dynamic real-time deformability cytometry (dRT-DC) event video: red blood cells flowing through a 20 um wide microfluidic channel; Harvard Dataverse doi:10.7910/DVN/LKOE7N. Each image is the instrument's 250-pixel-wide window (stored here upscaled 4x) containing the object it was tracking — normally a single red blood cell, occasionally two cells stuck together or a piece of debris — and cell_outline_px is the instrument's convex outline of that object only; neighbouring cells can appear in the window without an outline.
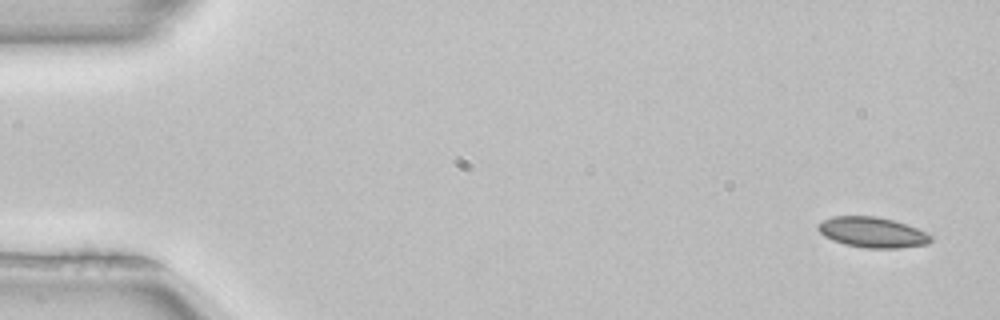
{"species": "common noctule bat (a hibernating species)", "species_latin": "Nyctalus noctula", "temperature_condition": "room temperature", "stored_images_in_passage": 4, "camera_frame_rate_fps": 3000, "um_per_image_px": 0.085, "animal": {"sex": "female", "body_mass_g": 22.7, "forearm_length_mm": 54.2}, "frame": {"image": 1, "passage_image": 1, "time_ms": 0.0, "image_size_px": [1000, 320], "cell_outline_px": [[932, 240], [928, 244], [900, 248], [864, 248], [844, 244], [832, 240], [824, 236], [816, 228], [816, 224], [832, 216], [876, 216], [892, 220], [916, 228], [932, 236]], "centroid_in_image_um": [74.11, 19.75], "position_along_channel_um": 10.9, "area_um2": 20.0}}
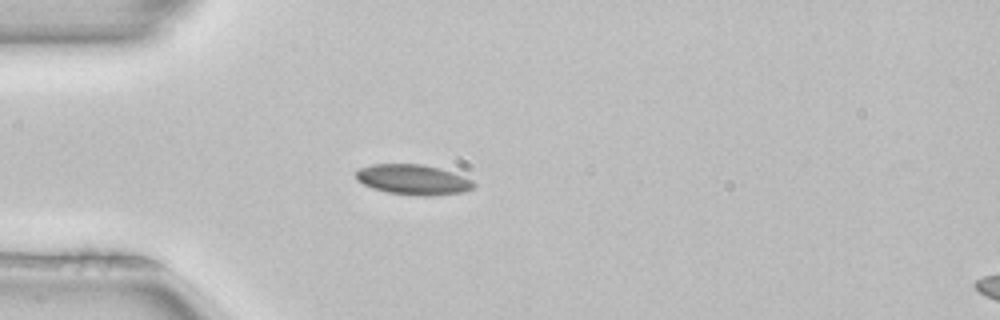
{"frame": {"image": 2, "passage_image": 4, "time_ms": 1.0, "image_size_px": [1000, 320], "cell_outline_px": [[476, 184], [472, 188], [464, 192], [432, 196], [424, 196], [388, 192], [372, 188], [356, 180], [356, 172], [360, 168], [372, 164], [420, 164], [440, 168], [464, 176], [472, 180]], "centroid_in_image_um": [35.13, 15.27], "position_along_channel_um": 49.9, "area_um2": 20.69}}